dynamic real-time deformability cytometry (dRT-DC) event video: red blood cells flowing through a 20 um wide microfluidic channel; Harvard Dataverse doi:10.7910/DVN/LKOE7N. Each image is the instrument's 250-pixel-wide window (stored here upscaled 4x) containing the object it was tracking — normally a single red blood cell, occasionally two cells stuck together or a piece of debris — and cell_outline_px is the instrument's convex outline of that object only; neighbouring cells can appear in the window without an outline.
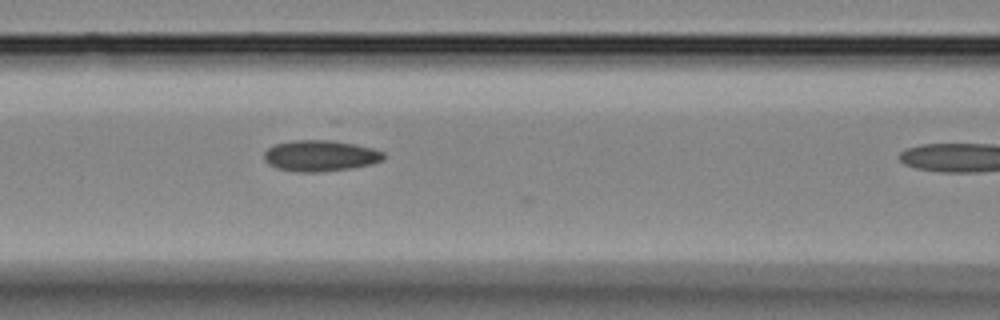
{"species": "Egyptian fruit bat (a non-hibernating species)", "species_latin": "Rousettus aegyptiacus", "temperature_condition": "room temperature", "stored_images_in_passage": 13, "camera_frame_rate_fps": 3000, "um_per_image_px": 0.085, "animal": {"sex": "female"}, "frame": {"image": 1, "passage_image": 12, "time_ms": 3.667, "image_size_px": [1000, 320], "cell_outline_px": [[384, 160], [372, 164], [352, 168], [324, 172], [296, 172], [276, 168], [268, 164], [264, 160], [264, 152], [268, 148], [276, 144], [292, 140], [332, 140], [356, 144], [372, 148], [384, 152]], "centroid_in_image_um": [27.23, 13.24], "position_along_channel_um": 139.4, "area_um2": 21.91}}